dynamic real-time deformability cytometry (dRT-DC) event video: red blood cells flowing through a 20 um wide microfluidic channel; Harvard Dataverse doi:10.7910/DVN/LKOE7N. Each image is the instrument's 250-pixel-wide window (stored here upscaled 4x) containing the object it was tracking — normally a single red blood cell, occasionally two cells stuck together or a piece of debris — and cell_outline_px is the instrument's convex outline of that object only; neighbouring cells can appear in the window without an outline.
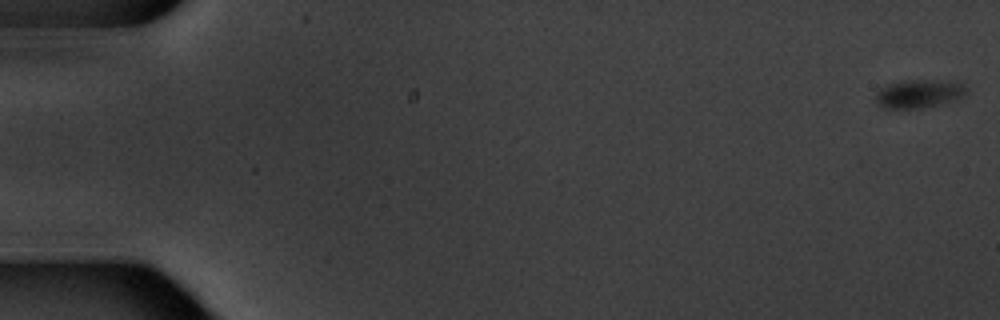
{"species": "common noctule bat (a hibernating species)", "species_latin": "Nyctalus noctula", "temperature_condition": "warm", "stored_images_in_passage": 16, "camera_frame_rate_fps": 3000, "um_per_image_px": 0.085, "animal": {"sex": "male", "body_mass_g": 20.1, "forearm_length_mm": 53.5}, "frame": {"image": 1, "passage_image": 1, "time_ms": 0.0, "image_size_px": [1000, 320], "cell_outline_px": [[968, 92], [964, 96], [956, 100], [920, 108], [884, 108], [876, 104], [876, 92], [884, 84], [900, 80], [960, 80], [968, 88]], "centroid_in_image_um": [78.15, 7.93], "position_along_channel_um": 6.9, "area_um2": 15.55}}
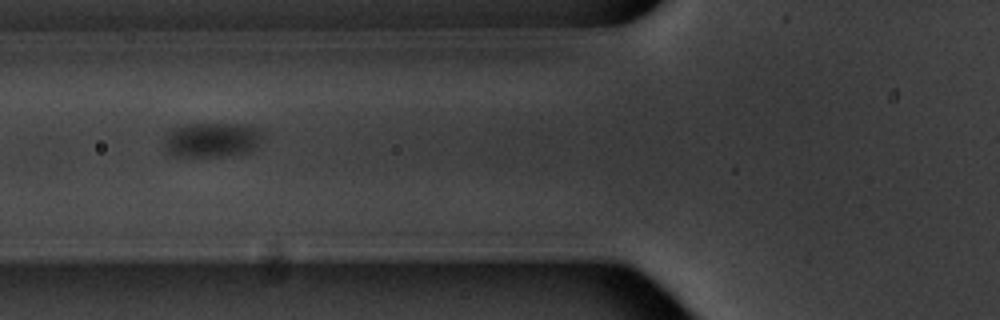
{"frame": {"image": 2, "passage_image": 7, "time_ms": 7.667, "image_size_px": [1000, 320], "cell_outline_px": [[256, 148], [252, 152], [232, 156], [172, 156], [164, 152], [164, 140], [172, 128], [184, 124], [244, 124], [256, 128]], "centroid_in_image_um": [17.9, 11.91], "position_along_channel_um": 107.9, "area_um2": 19.77}}
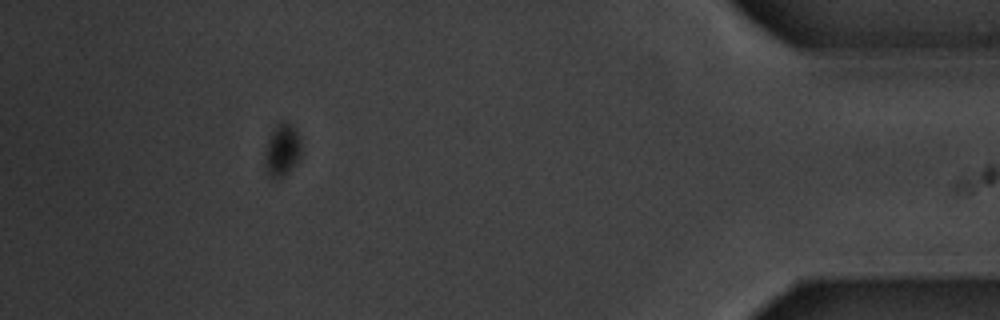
{"frame": {"image": 3, "passage_image": 15, "time_ms": 18.0, "image_size_px": [1000, 320], "cell_outline_px": [[300, 152], [296, 160], [288, 172], [284, 176], [276, 180], [272, 180], [268, 176], [264, 164], [264, 156], [268, 140], [272, 128], [280, 120], [288, 120], [292, 124], [300, 136]], "centroid_in_image_um": [23.94, 12.72], "position_along_channel_um": 411.3, "area_um2": 11.39}, "authors_computed_cell_mechanics": {"area_um2": 17.3689, "velocity_mm_per_s": 3.4427, "shape_relaxation_time_tau1_ms": 1.2502, "shape_relaxation_time_tau2_ms": 0.1298, "deformation_change_tau1": 0.044, "deformation_change_tau2": 0.0119}}